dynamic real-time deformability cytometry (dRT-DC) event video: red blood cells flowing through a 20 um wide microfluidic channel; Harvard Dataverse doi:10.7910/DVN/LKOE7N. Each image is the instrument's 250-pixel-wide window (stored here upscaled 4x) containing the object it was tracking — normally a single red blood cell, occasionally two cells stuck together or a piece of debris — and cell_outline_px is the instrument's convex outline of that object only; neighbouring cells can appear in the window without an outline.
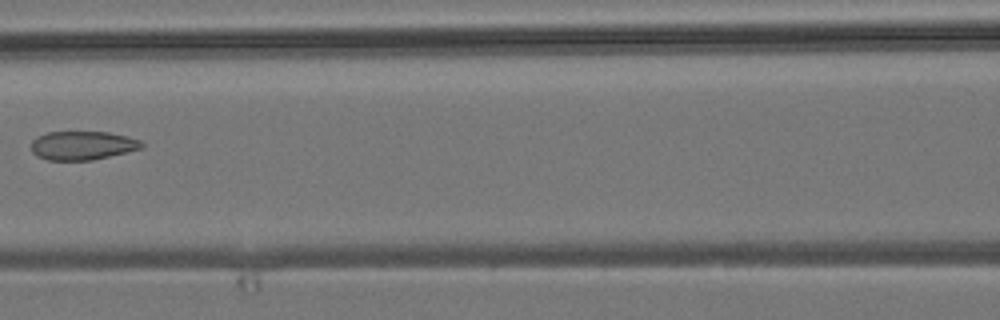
{"species": "common noctule bat (a hibernating species)", "species_latin": "Nyctalus noctula", "temperature_condition": "room temperature", "stored_images_in_passage": 8, "camera_frame_rate_fps": 3000, "um_per_image_px": 0.085, "animal": {"sex": "male", "body_mass_g": 19.2, "forearm_length_mm": 51.8}, "frame": {"image": 1, "passage_image": 6, "time_ms": 6.0, "image_size_px": [1000, 320], "cell_outline_px": [[144, 148], [92, 160], [48, 160], [36, 156], [32, 152], [32, 140], [36, 136], [48, 132], [108, 132], [128, 136], [140, 140], [144, 144]], "centroid_in_image_um": [7.02, 12.36], "position_along_channel_um": 159.6, "area_um2": 18.61}}
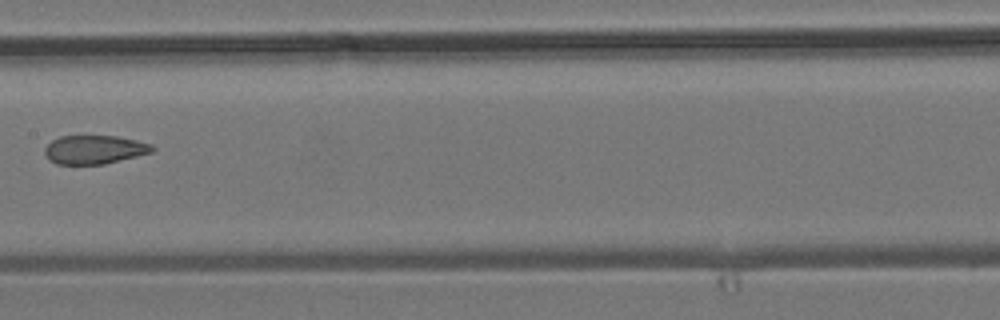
{"frame": {"image": 2, "passage_image": 7, "time_ms": 7.0, "image_size_px": [1000, 320], "cell_outline_px": [[156, 148], [152, 152], [104, 164], [56, 164], [48, 160], [44, 152], [44, 148], [52, 140], [60, 136], [116, 136], [136, 140], [152, 144]], "centroid_in_image_um": [8.01, 12.71], "position_along_channel_um": 199.4, "area_um2": 17.98}}
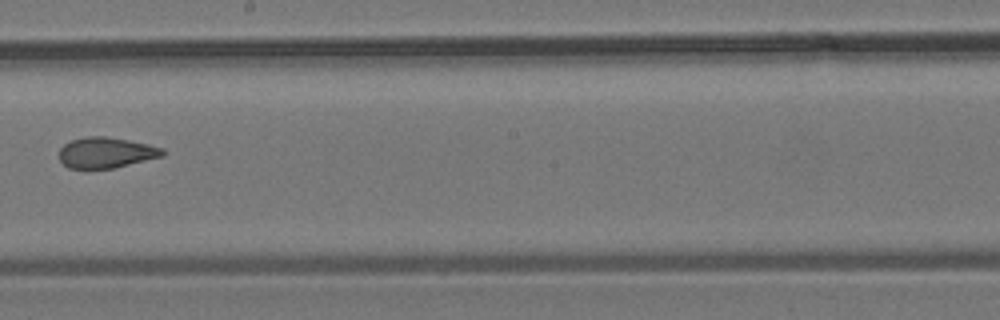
{"frame": {"image": 3, "passage_image": 8, "time_ms": 8.0, "image_size_px": [1000, 320], "cell_outline_px": [[164, 156], [112, 168], [88, 172], [68, 168], [60, 160], [60, 148], [64, 144], [72, 140], [88, 136], [104, 136], [128, 140], [148, 144], [164, 148]], "centroid_in_image_um": [8.98, 13.01], "position_along_channel_um": 239.2, "area_um2": 18.96}}